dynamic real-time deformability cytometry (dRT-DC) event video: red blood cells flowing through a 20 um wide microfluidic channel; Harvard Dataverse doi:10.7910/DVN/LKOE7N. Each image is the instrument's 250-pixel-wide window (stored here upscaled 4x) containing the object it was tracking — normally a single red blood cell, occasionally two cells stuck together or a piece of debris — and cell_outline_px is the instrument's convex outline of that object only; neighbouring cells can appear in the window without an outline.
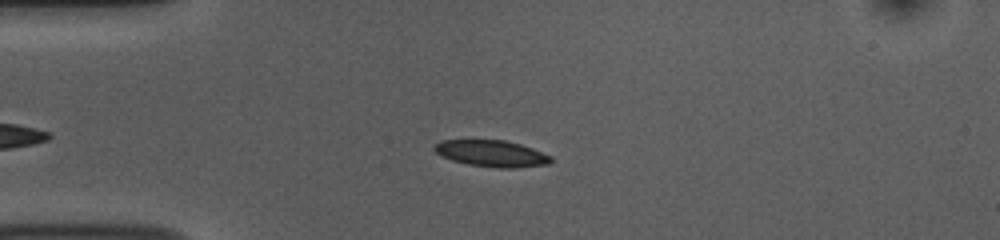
{"species": "common noctule bat (a hibernating species)", "species_latin": "Nyctalus noctula", "temperature_condition": "room temperature", "stored_images_in_passage": 45, "camera_frame_rate_fps": 3000, "um_per_image_px": 0.085, "animal": {"sex": "female", "body_mass_g": 10.0, "forearm_length_mm": 53.1}, "frame": {"image": 1, "passage_image": 9, "time_ms": 2.667, "image_size_px": [1000, 240], "cell_outline_px": [[552, 160], [548, 164], [516, 168], [496, 168], [468, 164], [452, 160], [440, 156], [432, 148], [440, 140], [504, 140], [520, 144], [532, 148], [552, 156]], "centroid_in_image_um": [41.78, 13.05], "position_along_channel_um": 43.2, "area_um2": 18.03}}
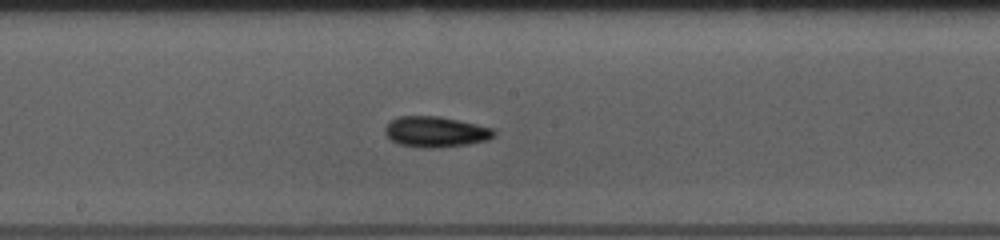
{"frame": {"image": 2, "passage_image": 24, "time_ms": 7.667, "image_size_px": [1000, 240], "cell_outline_px": [[496, 136], [488, 140], [468, 144], [432, 148], [428, 148], [400, 144], [392, 140], [384, 132], [384, 128], [392, 120], [400, 116], [440, 116], [476, 124], [492, 128], [496, 132]], "centroid_in_image_um": [37.06, 11.2], "position_along_channel_um": 211.1, "area_um2": 19.31}}
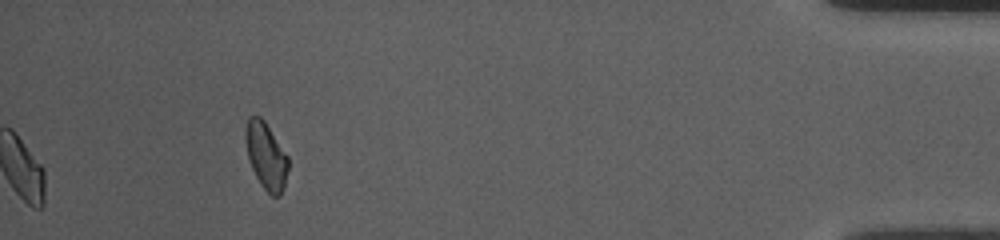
{"frame": {"image": 3, "passage_image": 45, "time_ms": 14.667, "image_size_px": [1000, 240], "cell_outline_px": [[288, 168], [284, 188], [280, 196], [272, 196], [260, 184], [248, 160], [244, 136], [244, 128], [248, 116], [260, 116], [264, 120], [288, 156]], "centroid_in_image_um": [22.59, 13.23], "position_along_channel_um": 412.6, "area_um2": 16.76}, "authors_computed_cell_mechanics": {"area_um2": 18.0914, "velocity_mm_per_s": 3.7456, "shape_relaxation_time_tau1_ms": 4.803, "shape_relaxation_time_tau2_ms": 5.2255, "deformation_change_tau1": 0.1013, "deformation_change_tau2": 0.1137}}